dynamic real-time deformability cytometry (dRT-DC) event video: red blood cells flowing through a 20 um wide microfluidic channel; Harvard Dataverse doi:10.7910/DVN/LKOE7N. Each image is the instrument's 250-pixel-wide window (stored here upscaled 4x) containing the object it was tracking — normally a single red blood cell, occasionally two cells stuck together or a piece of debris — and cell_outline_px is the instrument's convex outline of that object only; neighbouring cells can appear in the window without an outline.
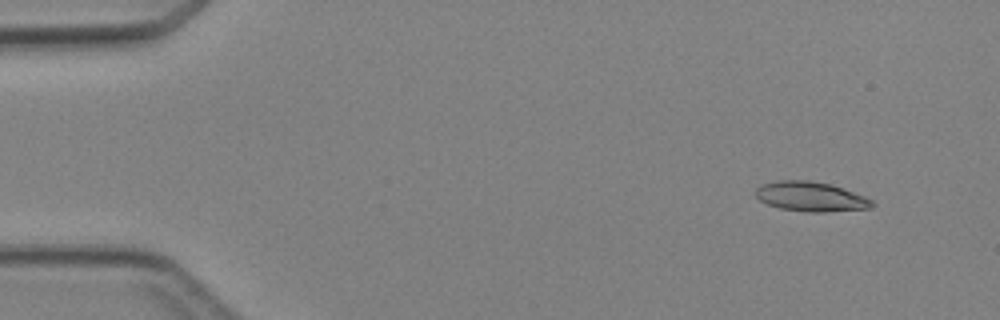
{"species": "Egyptian fruit bat (a non-hibernating species)", "species_latin": "Rousettus aegyptiacus", "temperature_condition": "cold", "stored_images_in_passage": 4, "camera_frame_rate_fps": 3000, "um_per_image_px": 0.085, "animal": {"sex": "female"}, "frame": {"image": 1, "passage_image": 2, "time_ms": 1.333, "image_size_px": [1000, 320], "cell_outline_px": [[876, 204], [872, 208], [824, 212], [808, 212], [780, 208], [768, 204], [760, 200], [756, 196], [756, 188], [760, 184], [776, 180], [808, 180], [832, 184], [844, 188], [864, 196], [872, 200]], "centroid_in_image_um": [68.93, 16.7], "position_along_channel_um": 16.1, "area_um2": 20.29}}
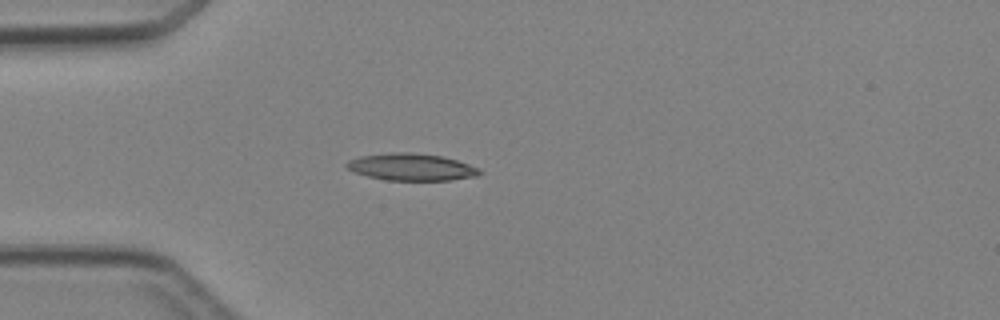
{"frame": {"image": 2, "passage_image": 4, "time_ms": 4.333, "image_size_px": [1000, 320], "cell_outline_px": [[484, 172], [480, 176], [448, 180], [388, 180], [368, 176], [352, 172], [344, 164], [348, 160], [360, 156], [392, 152], [412, 152], [444, 156], [480, 168]], "centroid_in_image_um": [34.99, 14.19], "position_along_channel_um": 50.0, "area_um2": 21.15}}